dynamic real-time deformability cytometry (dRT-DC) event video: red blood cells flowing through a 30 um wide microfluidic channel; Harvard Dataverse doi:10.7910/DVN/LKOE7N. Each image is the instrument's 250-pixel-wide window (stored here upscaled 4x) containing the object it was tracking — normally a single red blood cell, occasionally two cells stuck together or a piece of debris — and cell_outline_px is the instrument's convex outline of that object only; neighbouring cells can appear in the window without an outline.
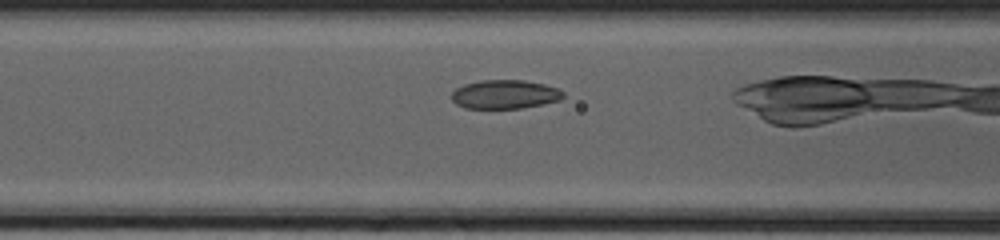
{"species": "common noctule bat (a hibernating species)", "species_latin": "Nyctalus noctula", "temperature_condition": "cold", "stored_images_in_passage": 12, "camera_frame_rate_fps": 3000, "um_per_image_px": 0.085, "animal": {"sex": "female", "body_mass_g": 20.0, "forearm_length_mm": 54.0}, "frame": {"image": 1, "passage_image": 7, "time_ms": 2.0, "image_size_px": [1000, 240], "cell_outline_px": [[564, 96], [560, 100], [520, 108], [464, 108], [456, 104], [452, 100], [452, 92], [456, 88], [464, 84], [480, 80], [524, 80], [544, 84], [556, 88], [564, 92]], "centroid_in_image_um": [42.89, 8.01], "position_along_channel_um": 123.7, "area_um2": 18.67}}
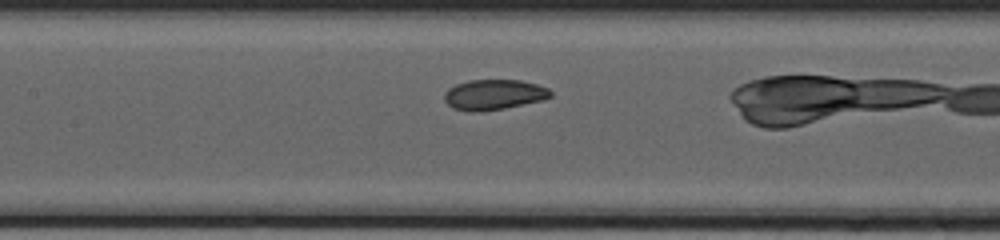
{"frame": {"image": 2, "passage_image": 10, "time_ms": 3.0, "image_size_px": [1000, 240], "cell_outline_px": [[552, 96], [544, 100], [504, 108], [480, 112], [468, 112], [452, 108], [444, 100], [444, 92], [448, 88], [456, 84], [468, 80], [520, 80], [536, 84], [548, 88], [552, 92]], "centroid_in_image_um": [41.96, 8.05], "position_along_channel_um": 165.4, "area_um2": 18.96}}